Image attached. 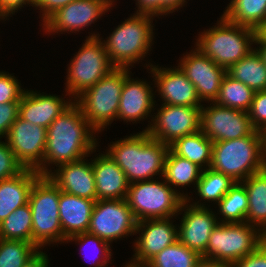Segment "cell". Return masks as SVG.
Instances as JSON below:
<instances>
[{
	"label": "cell",
	"mask_w": 266,
	"mask_h": 267,
	"mask_svg": "<svg viewBox=\"0 0 266 267\" xmlns=\"http://www.w3.org/2000/svg\"><path fill=\"white\" fill-rule=\"evenodd\" d=\"M95 132L73 101L47 128L44 175L52 172L46 164L59 166L88 157L98 146Z\"/></svg>",
	"instance_id": "1"
},
{
	"label": "cell",
	"mask_w": 266,
	"mask_h": 267,
	"mask_svg": "<svg viewBox=\"0 0 266 267\" xmlns=\"http://www.w3.org/2000/svg\"><path fill=\"white\" fill-rule=\"evenodd\" d=\"M107 154L124 171L129 183L154 179L164 174L169 146L149 136L147 131L109 145Z\"/></svg>",
	"instance_id": "2"
},
{
	"label": "cell",
	"mask_w": 266,
	"mask_h": 267,
	"mask_svg": "<svg viewBox=\"0 0 266 267\" xmlns=\"http://www.w3.org/2000/svg\"><path fill=\"white\" fill-rule=\"evenodd\" d=\"M265 161L264 133L254 130L245 137L213 142L209 168L242 182L262 170Z\"/></svg>",
	"instance_id": "3"
},
{
	"label": "cell",
	"mask_w": 266,
	"mask_h": 267,
	"mask_svg": "<svg viewBox=\"0 0 266 267\" xmlns=\"http://www.w3.org/2000/svg\"><path fill=\"white\" fill-rule=\"evenodd\" d=\"M258 31L236 25L227 20L223 15L217 23V27L202 32L196 42V48L214 63L228 70L253 48Z\"/></svg>",
	"instance_id": "4"
},
{
	"label": "cell",
	"mask_w": 266,
	"mask_h": 267,
	"mask_svg": "<svg viewBox=\"0 0 266 267\" xmlns=\"http://www.w3.org/2000/svg\"><path fill=\"white\" fill-rule=\"evenodd\" d=\"M60 193L48 175H40L32 185L28 202L32 213V243L40 249L43 245L63 243L67 239L59 218Z\"/></svg>",
	"instance_id": "5"
},
{
	"label": "cell",
	"mask_w": 266,
	"mask_h": 267,
	"mask_svg": "<svg viewBox=\"0 0 266 267\" xmlns=\"http://www.w3.org/2000/svg\"><path fill=\"white\" fill-rule=\"evenodd\" d=\"M152 20L153 16L134 14L118 25L106 41H102L115 67L129 68L146 56L154 37Z\"/></svg>",
	"instance_id": "6"
},
{
	"label": "cell",
	"mask_w": 266,
	"mask_h": 267,
	"mask_svg": "<svg viewBox=\"0 0 266 267\" xmlns=\"http://www.w3.org/2000/svg\"><path fill=\"white\" fill-rule=\"evenodd\" d=\"M129 68H114L74 100L94 131L104 130L117 118L125 75Z\"/></svg>",
	"instance_id": "7"
},
{
	"label": "cell",
	"mask_w": 266,
	"mask_h": 267,
	"mask_svg": "<svg viewBox=\"0 0 266 267\" xmlns=\"http://www.w3.org/2000/svg\"><path fill=\"white\" fill-rule=\"evenodd\" d=\"M166 182L145 180L130 183L126 201L137 221L172 218L180 214L182 203L190 197Z\"/></svg>",
	"instance_id": "8"
},
{
	"label": "cell",
	"mask_w": 266,
	"mask_h": 267,
	"mask_svg": "<svg viewBox=\"0 0 266 267\" xmlns=\"http://www.w3.org/2000/svg\"><path fill=\"white\" fill-rule=\"evenodd\" d=\"M266 236L247 222L218 223L206 247V258L227 263L239 261L254 252Z\"/></svg>",
	"instance_id": "9"
},
{
	"label": "cell",
	"mask_w": 266,
	"mask_h": 267,
	"mask_svg": "<svg viewBox=\"0 0 266 267\" xmlns=\"http://www.w3.org/2000/svg\"><path fill=\"white\" fill-rule=\"evenodd\" d=\"M98 35H89L77 55L70 61L65 89L69 96H75L74 100L116 68Z\"/></svg>",
	"instance_id": "10"
},
{
	"label": "cell",
	"mask_w": 266,
	"mask_h": 267,
	"mask_svg": "<svg viewBox=\"0 0 266 267\" xmlns=\"http://www.w3.org/2000/svg\"><path fill=\"white\" fill-rule=\"evenodd\" d=\"M137 220L126 199L96 200L88 233L108 242L134 235Z\"/></svg>",
	"instance_id": "11"
},
{
	"label": "cell",
	"mask_w": 266,
	"mask_h": 267,
	"mask_svg": "<svg viewBox=\"0 0 266 267\" xmlns=\"http://www.w3.org/2000/svg\"><path fill=\"white\" fill-rule=\"evenodd\" d=\"M6 139L15 158L24 169L36 170L40 175H44L46 128L33 125L18 116L11 125Z\"/></svg>",
	"instance_id": "12"
},
{
	"label": "cell",
	"mask_w": 266,
	"mask_h": 267,
	"mask_svg": "<svg viewBox=\"0 0 266 267\" xmlns=\"http://www.w3.org/2000/svg\"><path fill=\"white\" fill-rule=\"evenodd\" d=\"M153 124L144 130L168 146L176 139L200 131L201 107L162 104Z\"/></svg>",
	"instance_id": "13"
},
{
	"label": "cell",
	"mask_w": 266,
	"mask_h": 267,
	"mask_svg": "<svg viewBox=\"0 0 266 267\" xmlns=\"http://www.w3.org/2000/svg\"><path fill=\"white\" fill-rule=\"evenodd\" d=\"M211 104L201 107L200 131L213 142L245 137L255 130L248 112Z\"/></svg>",
	"instance_id": "14"
},
{
	"label": "cell",
	"mask_w": 266,
	"mask_h": 267,
	"mask_svg": "<svg viewBox=\"0 0 266 267\" xmlns=\"http://www.w3.org/2000/svg\"><path fill=\"white\" fill-rule=\"evenodd\" d=\"M171 218L147 219L137 222L134 258L126 266L144 267L154 256L178 240V228ZM141 230V231H140Z\"/></svg>",
	"instance_id": "15"
},
{
	"label": "cell",
	"mask_w": 266,
	"mask_h": 267,
	"mask_svg": "<svg viewBox=\"0 0 266 267\" xmlns=\"http://www.w3.org/2000/svg\"><path fill=\"white\" fill-rule=\"evenodd\" d=\"M114 0H75L52 14L43 24L46 33L79 32L105 15ZM100 16V17H99Z\"/></svg>",
	"instance_id": "16"
},
{
	"label": "cell",
	"mask_w": 266,
	"mask_h": 267,
	"mask_svg": "<svg viewBox=\"0 0 266 267\" xmlns=\"http://www.w3.org/2000/svg\"><path fill=\"white\" fill-rule=\"evenodd\" d=\"M179 64L178 67L195 86L199 99L215 102L227 70L203 55L197 48L183 56Z\"/></svg>",
	"instance_id": "17"
},
{
	"label": "cell",
	"mask_w": 266,
	"mask_h": 267,
	"mask_svg": "<svg viewBox=\"0 0 266 267\" xmlns=\"http://www.w3.org/2000/svg\"><path fill=\"white\" fill-rule=\"evenodd\" d=\"M187 202L185 200L180 208L181 212L182 210L185 212L178 229V240L187 248L206 258L209 237L221 221L217 220V216L204 206L205 204L195 202L188 206Z\"/></svg>",
	"instance_id": "18"
},
{
	"label": "cell",
	"mask_w": 266,
	"mask_h": 267,
	"mask_svg": "<svg viewBox=\"0 0 266 267\" xmlns=\"http://www.w3.org/2000/svg\"><path fill=\"white\" fill-rule=\"evenodd\" d=\"M154 84L157 86V91L161 94L163 104L177 106L202 107L195 86L187 79V76L179 67L159 68L158 66L150 65Z\"/></svg>",
	"instance_id": "19"
},
{
	"label": "cell",
	"mask_w": 266,
	"mask_h": 267,
	"mask_svg": "<svg viewBox=\"0 0 266 267\" xmlns=\"http://www.w3.org/2000/svg\"><path fill=\"white\" fill-rule=\"evenodd\" d=\"M85 160L84 157L77 161L60 164L57 166L56 173H49L48 176L62 192L96 201L92 161L88 163Z\"/></svg>",
	"instance_id": "20"
},
{
	"label": "cell",
	"mask_w": 266,
	"mask_h": 267,
	"mask_svg": "<svg viewBox=\"0 0 266 267\" xmlns=\"http://www.w3.org/2000/svg\"><path fill=\"white\" fill-rule=\"evenodd\" d=\"M129 74L124 78L117 118L136 123L151 114L155 107V96L146 81L134 80Z\"/></svg>",
	"instance_id": "21"
},
{
	"label": "cell",
	"mask_w": 266,
	"mask_h": 267,
	"mask_svg": "<svg viewBox=\"0 0 266 267\" xmlns=\"http://www.w3.org/2000/svg\"><path fill=\"white\" fill-rule=\"evenodd\" d=\"M73 102L55 95L27 90L19 104V116L33 125L48 126Z\"/></svg>",
	"instance_id": "22"
},
{
	"label": "cell",
	"mask_w": 266,
	"mask_h": 267,
	"mask_svg": "<svg viewBox=\"0 0 266 267\" xmlns=\"http://www.w3.org/2000/svg\"><path fill=\"white\" fill-rule=\"evenodd\" d=\"M97 200L126 199L130 183L124 171L105 153L92 160Z\"/></svg>",
	"instance_id": "23"
},
{
	"label": "cell",
	"mask_w": 266,
	"mask_h": 267,
	"mask_svg": "<svg viewBox=\"0 0 266 267\" xmlns=\"http://www.w3.org/2000/svg\"><path fill=\"white\" fill-rule=\"evenodd\" d=\"M95 202L61 191L58 211L63 235L66 238L88 231Z\"/></svg>",
	"instance_id": "24"
},
{
	"label": "cell",
	"mask_w": 266,
	"mask_h": 267,
	"mask_svg": "<svg viewBox=\"0 0 266 267\" xmlns=\"http://www.w3.org/2000/svg\"><path fill=\"white\" fill-rule=\"evenodd\" d=\"M39 176L36 170L24 169L16 176L0 181V223L29 202L32 185Z\"/></svg>",
	"instance_id": "25"
},
{
	"label": "cell",
	"mask_w": 266,
	"mask_h": 267,
	"mask_svg": "<svg viewBox=\"0 0 266 267\" xmlns=\"http://www.w3.org/2000/svg\"><path fill=\"white\" fill-rule=\"evenodd\" d=\"M248 194L246 222L261 228L266 236V169L250 175L241 182Z\"/></svg>",
	"instance_id": "26"
},
{
	"label": "cell",
	"mask_w": 266,
	"mask_h": 267,
	"mask_svg": "<svg viewBox=\"0 0 266 267\" xmlns=\"http://www.w3.org/2000/svg\"><path fill=\"white\" fill-rule=\"evenodd\" d=\"M169 149L175 155L191 161L202 170L210 167L213 141L201 131L176 139L169 145Z\"/></svg>",
	"instance_id": "27"
},
{
	"label": "cell",
	"mask_w": 266,
	"mask_h": 267,
	"mask_svg": "<svg viewBox=\"0 0 266 267\" xmlns=\"http://www.w3.org/2000/svg\"><path fill=\"white\" fill-rule=\"evenodd\" d=\"M227 74L235 80L241 81L254 92L266 90V66L257 50L234 63Z\"/></svg>",
	"instance_id": "28"
},
{
	"label": "cell",
	"mask_w": 266,
	"mask_h": 267,
	"mask_svg": "<svg viewBox=\"0 0 266 267\" xmlns=\"http://www.w3.org/2000/svg\"><path fill=\"white\" fill-rule=\"evenodd\" d=\"M223 16L258 31L266 23V0H231Z\"/></svg>",
	"instance_id": "29"
},
{
	"label": "cell",
	"mask_w": 266,
	"mask_h": 267,
	"mask_svg": "<svg viewBox=\"0 0 266 267\" xmlns=\"http://www.w3.org/2000/svg\"><path fill=\"white\" fill-rule=\"evenodd\" d=\"M202 169L191 161L175 155L170 149L164 166V181L173 187L197 185Z\"/></svg>",
	"instance_id": "30"
},
{
	"label": "cell",
	"mask_w": 266,
	"mask_h": 267,
	"mask_svg": "<svg viewBox=\"0 0 266 267\" xmlns=\"http://www.w3.org/2000/svg\"><path fill=\"white\" fill-rule=\"evenodd\" d=\"M254 93L255 92L247 85L243 84L241 81L235 80L226 73L215 103L223 107L248 112L252 104Z\"/></svg>",
	"instance_id": "31"
},
{
	"label": "cell",
	"mask_w": 266,
	"mask_h": 267,
	"mask_svg": "<svg viewBox=\"0 0 266 267\" xmlns=\"http://www.w3.org/2000/svg\"><path fill=\"white\" fill-rule=\"evenodd\" d=\"M219 212L224 217L220 223L246 222L248 194L241 182H236L218 202Z\"/></svg>",
	"instance_id": "32"
},
{
	"label": "cell",
	"mask_w": 266,
	"mask_h": 267,
	"mask_svg": "<svg viewBox=\"0 0 266 267\" xmlns=\"http://www.w3.org/2000/svg\"><path fill=\"white\" fill-rule=\"evenodd\" d=\"M0 238L32 243V213L29 203L11 212L0 223Z\"/></svg>",
	"instance_id": "33"
},
{
	"label": "cell",
	"mask_w": 266,
	"mask_h": 267,
	"mask_svg": "<svg viewBox=\"0 0 266 267\" xmlns=\"http://www.w3.org/2000/svg\"><path fill=\"white\" fill-rule=\"evenodd\" d=\"M41 252L34 243L0 238V267H26Z\"/></svg>",
	"instance_id": "34"
},
{
	"label": "cell",
	"mask_w": 266,
	"mask_h": 267,
	"mask_svg": "<svg viewBox=\"0 0 266 267\" xmlns=\"http://www.w3.org/2000/svg\"><path fill=\"white\" fill-rule=\"evenodd\" d=\"M202 256L179 240L164 248L144 267H195Z\"/></svg>",
	"instance_id": "35"
},
{
	"label": "cell",
	"mask_w": 266,
	"mask_h": 267,
	"mask_svg": "<svg viewBox=\"0 0 266 267\" xmlns=\"http://www.w3.org/2000/svg\"><path fill=\"white\" fill-rule=\"evenodd\" d=\"M235 183L230 176L207 168L202 170L195 187L201 200L218 203Z\"/></svg>",
	"instance_id": "36"
},
{
	"label": "cell",
	"mask_w": 266,
	"mask_h": 267,
	"mask_svg": "<svg viewBox=\"0 0 266 267\" xmlns=\"http://www.w3.org/2000/svg\"><path fill=\"white\" fill-rule=\"evenodd\" d=\"M248 115L255 130L266 131V90L256 91Z\"/></svg>",
	"instance_id": "37"
},
{
	"label": "cell",
	"mask_w": 266,
	"mask_h": 267,
	"mask_svg": "<svg viewBox=\"0 0 266 267\" xmlns=\"http://www.w3.org/2000/svg\"><path fill=\"white\" fill-rule=\"evenodd\" d=\"M16 77L0 72V104L20 102L26 90L21 89Z\"/></svg>",
	"instance_id": "38"
},
{
	"label": "cell",
	"mask_w": 266,
	"mask_h": 267,
	"mask_svg": "<svg viewBox=\"0 0 266 267\" xmlns=\"http://www.w3.org/2000/svg\"><path fill=\"white\" fill-rule=\"evenodd\" d=\"M23 170L7 142L0 141V181L14 177Z\"/></svg>",
	"instance_id": "39"
},
{
	"label": "cell",
	"mask_w": 266,
	"mask_h": 267,
	"mask_svg": "<svg viewBox=\"0 0 266 267\" xmlns=\"http://www.w3.org/2000/svg\"><path fill=\"white\" fill-rule=\"evenodd\" d=\"M76 241L82 244H84L86 246V244L89 242L93 243L95 245L96 248H100L99 252H101L102 254H99V257L101 255V260L98 262H96L97 264H95L93 262V265H96L97 267H104L107 264H109L108 262H110V258H111V249H110V244L104 240H102L101 238H99L96 235L90 234L88 232H84V233H79L73 236H70L66 239V242H70V241ZM97 244V245H96ZM98 246V247H97ZM101 246V247H99ZM93 247V248H95ZM102 249V250H101ZM95 250V249H94ZM85 258V257H84ZM98 258V257H97ZM104 260H103V259ZM92 264V263H91Z\"/></svg>",
	"instance_id": "40"
},
{
	"label": "cell",
	"mask_w": 266,
	"mask_h": 267,
	"mask_svg": "<svg viewBox=\"0 0 266 267\" xmlns=\"http://www.w3.org/2000/svg\"><path fill=\"white\" fill-rule=\"evenodd\" d=\"M20 102L0 104V138L7 136L11 125L19 116Z\"/></svg>",
	"instance_id": "41"
},
{
	"label": "cell",
	"mask_w": 266,
	"mask_h": 267,
	"mask_svg": "<svg viewBox=\"0 0 266 267\" xmlns=\"http://www.w3.org/2000/svg\"><path fill=\"white\" fill-rule=\"evenodd\" d=\"M230 267H266V240L254 252L231 263Z\"/></svg>",
	"instance_id": "42"
},
{
	"label": "cell",
	"mask_w": 266,
	"mask_h": 267,
	"mask_svg": "<svg viewBox=\"0 0 266 267\" xmlns=\"http://www.w3.org/2000/svg\"><path fill=\"white\" fill-rule=\"evenodd\" d=\"M75 0H35V7L42 11V22L44 23L52 14Z\"/></svg>",
	"instance_id": "43"
},
{
	"label": "cell",
	"mask_w": 266,
	"mask_h": 267,
	"mask_svg": "<svg viewBox=\"0 0 266 267\" xmlns=\"http://www.w3.org/2000/svg\"><path fill=\"white\" fill-rule=\"evenodd\" d=\"M138 5L136 14H146L150 16H162V0H136Z\"/></svg>",
	"instance_id": "44"
},
{
	"label": "cell",
	"mask_w": 266,
	"mask_h": 267,
	"mask_svg": "<svg viewBox=\"0 0 266 267\" xmlns=\"http://www.w3.org/2000/svg\"><path fill=\"white\" fill-rule=\"evenodd\" d=\"M35 0H0V18L5 19L7 16L17 12L23 5H34Z\"/></svg>",
	"instance_id": "45"
},
{
	"label": "cell",
	"mask_w": 266,
	"mask_h": 267,
	"mask_svg": "<svg viewBox=\"0 0 266 267\" xmlns=\"http://www.w3.org/2000/svg\"><path fill=\"white\" fill-rule=\"evenodd\" d=\"M186 0H162V15L175 12V10L185 5Z\"/></svg>",
	"instance_id": "46"
},
{
	"label": "cell",
	"mask_w": 266,
	"mask_h": 267,
	"mask_svg": "<svg viewBox=\"0 0 266 267\" xmlns=\"http://www.w3.org/2000/svg\"><path fill=\"white\" fill-rule=\"evenodd\" d=\"M195 267H230V263L202 257Z\"/></svg>",
	"instance_id": "47"
},
{
	"label": "cell",
	"mask_w": 266,
	"mask_h": 267,
	"mask_svg": "<svg viewBox=\"0 0 266 267\" xmlns=\"http://www.w3.org/2000/svg\"><path fill=\"white\" fill-rule=\"evenodd\" d=\"M49 260L44 252H41L31 263L26 267H49Z\"/></svg>",
	"instance_id": "48"
},
{
	"label": "cell",
	"mask_w": 266,
	"mask_h": 267,
	"mask_svg": "<svg viewBox=\"0 0 266 267\" xmlns=\"http://www.w3.org/2000/svg\"><path fill=\"white\" fill-rule=\"evenodd\" d=\"M254 43L260 45L259 48L257 47L256 50L262 57V60L266 66V40L258 33Z\"/></svg>",
	"instance_id": "49"
},
{
	"label": "cell",
	"mask_w": 266,
	"mask_h": 267,
	"mask_svg": "<svg viewBox=\"0 0 266 267\" xmlns=\"http://www.w3.org/2000/svg\"><path fill=\"white\" fill-rule=\"evenodd\" d=\"M258 33L266 40V23L258 30Z\"/></svg>",
	"instance_id": "50"
},
{
	"label": "cell",
	"mask_w": 266,
	"mask_h": 267,
	"mask_svg": "<svg viewBox=\"0 0 266 267\" xmlns=\"http://www.w3.org/2000/svg\"><path fill=\"white\" fill-rule=\"evenodd\" d=\"M264 143H265V150H266V131L264 132Z\"/></svg>",
	"instance_id": "51"
}]
</instances>
